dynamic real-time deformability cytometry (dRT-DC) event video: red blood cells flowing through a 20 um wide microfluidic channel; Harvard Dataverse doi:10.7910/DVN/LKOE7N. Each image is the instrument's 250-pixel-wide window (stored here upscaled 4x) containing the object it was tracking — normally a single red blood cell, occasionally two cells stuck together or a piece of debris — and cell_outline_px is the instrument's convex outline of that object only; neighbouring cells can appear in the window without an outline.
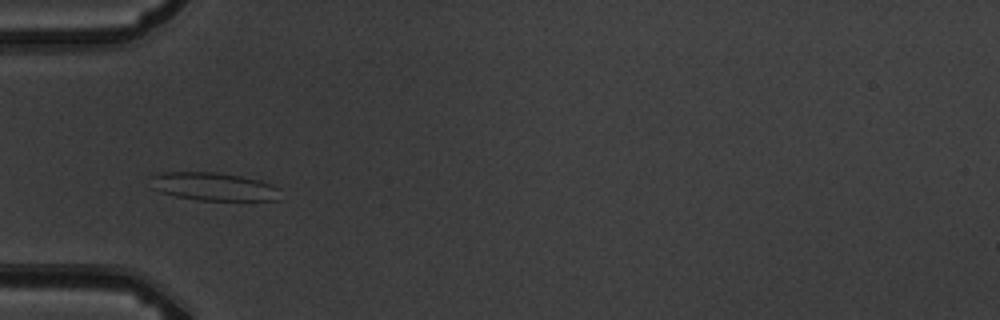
{"species": "common noctule bat (a hibernating species)", "species_latin": "Nyctalus noctula", "temperature_condition": "warm", "stored_images_in_passage": 6, "camera_frame_rate_fps": 3000, "um_per_image_px": 0.085, "animal": {"sex": "male", "body_mass_g": 19.5, "forearm_length_mm": 54.6}, "frame": {"image": 1, "passage_image": 4, "time_ms": 4.333, "image_size_px": [1000, 320], "cell_outline_px": [[280, 200], [196, 200], [176, 196], [160, 192], [152, 188], [152, 176], [160, 172], [216, 172], [240, 176], [260, 180], [272, 184], [280, 188]], "centroid_in_image_um": [18.19, 15.86], "position_along_channel_um": 66.8, "area_um2": 21.33}}